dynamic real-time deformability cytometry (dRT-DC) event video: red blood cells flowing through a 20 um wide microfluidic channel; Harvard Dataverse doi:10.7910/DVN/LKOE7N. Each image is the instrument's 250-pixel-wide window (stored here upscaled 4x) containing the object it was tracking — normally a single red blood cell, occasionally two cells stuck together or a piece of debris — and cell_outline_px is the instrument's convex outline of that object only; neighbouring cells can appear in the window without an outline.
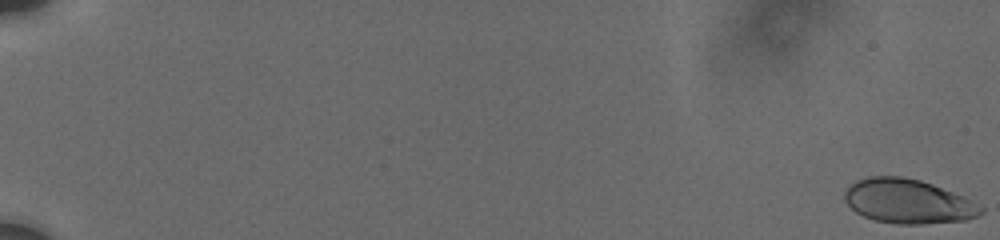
{"species": "human", "species_latin": "Homo sapiens", "temperature_condition": "cold", "stored_images_in_passage": 16, "camera_frame_rate_fps": 3000, "um_per_image_px": 0.085, "donor": {"sex": "male"}, "frame": {"image": 1, "passage_image": 1, "time_ms": 0.0, "image_size_px": [1000, 240], "cell_outline_px": [[984, 212], [968, 220], [924, 224], [896, 224], [876, 220], [864, 216], [856, 212], [844, 200], [844, 192], [848, 184], [856, 180], [868, 176], [904, 176], [920, 180], [932, 184], [964, 196], [972, 200], [984, 208]], "centroid_in_image_um": [77.18, 17.1], "position_along_channel_um": 7.8, "area_um2": 35.49}}